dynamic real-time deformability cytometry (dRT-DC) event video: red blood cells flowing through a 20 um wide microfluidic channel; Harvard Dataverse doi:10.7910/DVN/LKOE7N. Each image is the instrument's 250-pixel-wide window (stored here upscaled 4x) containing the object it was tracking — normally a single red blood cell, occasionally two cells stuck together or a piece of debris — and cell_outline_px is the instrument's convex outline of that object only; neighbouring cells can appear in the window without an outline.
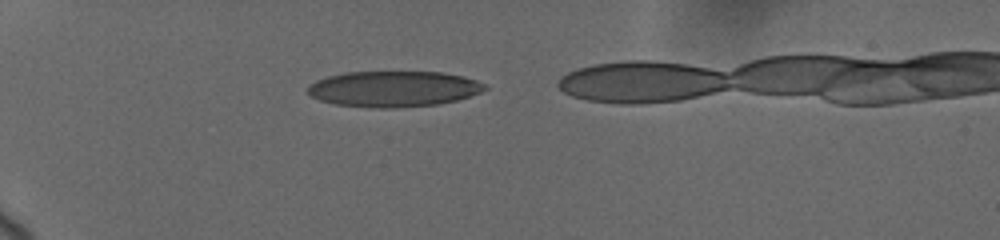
{"species": "human", "species_latin": "Homo sapiens", "temperature_condition": "cold", "stored_images_in_passage": 7, "camera_frame_rate_fps": 3000, "um_per_image_px": 0.085, "donor": {"sex": "female"}, "frame": {"image": 1, "passage_image": 1, "time_ms": 0.0, "image_size_px": [1000, 240], "cell_outline_px": [[488, 88], [480, 92], [456, 100], [436, 104], [396, 108], [376, 108], [336, 104], [320, 100], [312, 96], [308, 92], [308, 84], [316, 80], [328, 76], [344, 72], [440, 72], [464, 76], [488, 84]], "centroid_in_image_um": [33.46, 7.55], "position_along_channel_um": 51.5, "area_um2": 36.93}}
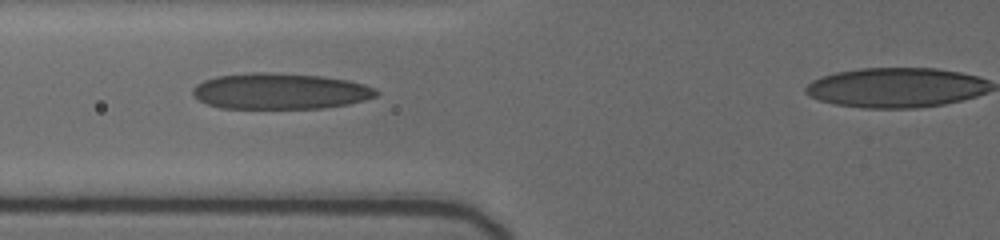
{"frame": {"image": 2, "passage_image": 4, "time_ms": 2.333, "image_size_px": [1000, 240], "cell_outline_px": [[380, 92], [376, 96], [364, 100], [348, 104], [324, 108], [220, 108], [208, 104], [192, 96], [192, 88], [196, 84], [204, 80], [216, 76], [252, 72], [268, 72], [320, 76], [348, 80], [364, 84], [376, 88]], "centroid_in_image_um": [23.8, 7.75], "position_along_channel_um": 102.0, "area_um2": 38.61}}
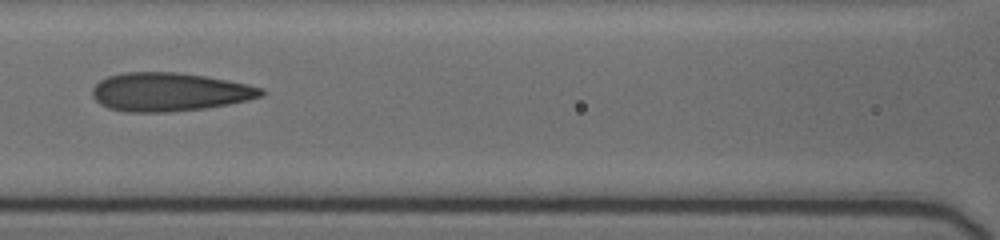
{"frame": {"image": 3, "passage_image": 6, "time_ms": 3.667, "image_size_px": [1000, 240], "cell_outline_px": [[264, 92], [260, 96], [248, 100], [228, 104], [204, 108], [168, 112], [124, 112], [108, 108], [100, 104], [92, 96], [92, 88], [100, 80], [108, 76], [124, 72], [176, 72], [204, 76], [228, 80], [248, 84], [264, 88]], "centroid_in_image_um": [14.37, 7.81], "position_along_channel_um": 152.2, "area_um2": 37.92}}